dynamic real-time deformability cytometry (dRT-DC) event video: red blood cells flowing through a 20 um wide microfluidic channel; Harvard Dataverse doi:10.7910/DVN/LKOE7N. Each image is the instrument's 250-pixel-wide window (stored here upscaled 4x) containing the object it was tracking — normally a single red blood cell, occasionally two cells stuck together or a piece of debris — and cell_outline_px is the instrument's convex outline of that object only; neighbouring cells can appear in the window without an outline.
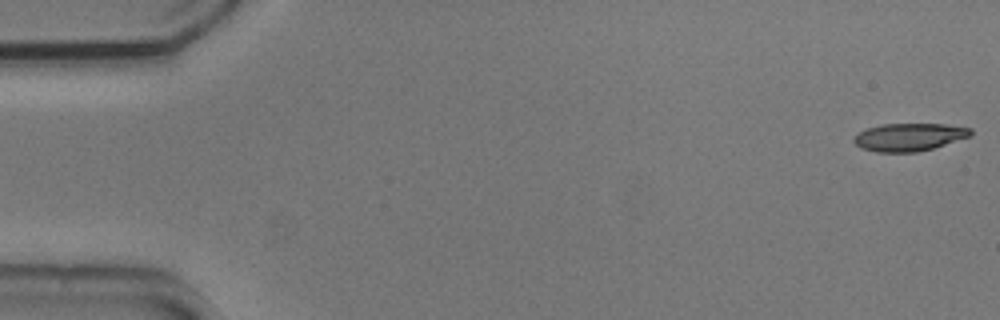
{"species": "common noctule bat (a hibernating species)", "species_latin": "Nyctalus noctula", "temperature_condition": "cold", "stored_images_in_passage": 51, "camera_frame_rate_fps": 3000, "um_per_image_px": 0.085, "animal": {"sex": "male", "body_mass_g": 20.5, "forearm_length_mm": 52.5}, "frame": {"image": 1, "passage_image": 1, "time_ms": 0.0, "image_size_px": [1000, 320], "cell_outline_px": [[972, 136], [932, 148], [916, 152], [876, 152], [860, 148], [852, 140], [860, 132], [868, 128], [884, 124], [944, 124], [972, 128]], "centroid_in_image_um": [77.3, 11.65], "position_along_channel_um": 7.7, "area_um2": 18.79}}
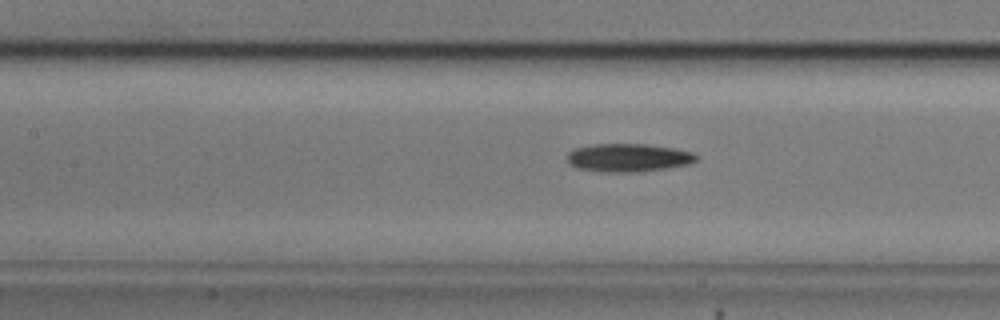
{"frame": {"image": 2, "passage_image": 24, "time_ms": 7.667, "image_size_px": [1000, 320], "cell_outline_px": [[700, 156], [696, 160], [688, 164], [668, 168], [636, 172], [604, 172], [576, 168], [568, 160], [568, 152], [576, 148], [596, 144], [648, 144], [676, 148], [692, 152]], "centroid_in_image_um": [53.45, 13.4], "position_along_channel_um": 153.9, "area_um2": 21.21}}
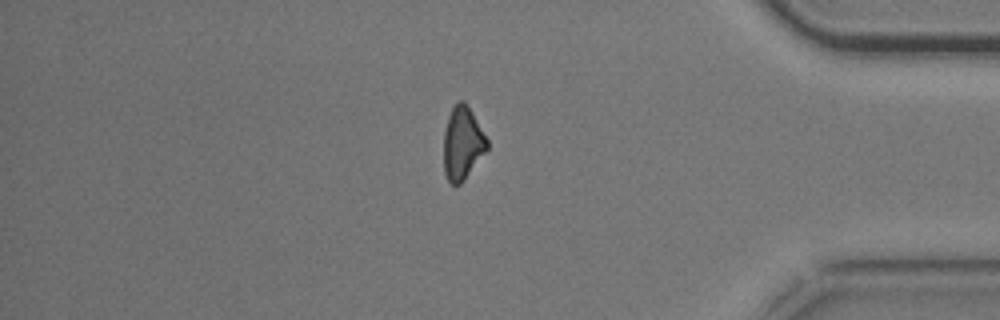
{"frame": {"image": 3, "passage_image": 46, "time_ms": 15.0, "image_size_px": [1000, 320], "cell_outline_px": [[488, 148], [464, 180], [460, 184], [452, 184], [448, 180], [444, 172], [444, 132], [448, 116], [456, 100], [464, 100], [472, 112], [488, 140]], "centroid_in_image_um": [39.3, 12.15], "position_along_channel_um": 395.9, "area_um2": 18.38}, "authors_computed_cell_mechanics": {"area_um2": 19.8254, "velocity_mm_per_s": 3.7092, "shape_relaxation_time_tau1_ms": 3.0915, "shape_relaxation_time_tau2_ms": null, "deformation_change_tau1": 0.127, "deformation_change_tau2": null}}